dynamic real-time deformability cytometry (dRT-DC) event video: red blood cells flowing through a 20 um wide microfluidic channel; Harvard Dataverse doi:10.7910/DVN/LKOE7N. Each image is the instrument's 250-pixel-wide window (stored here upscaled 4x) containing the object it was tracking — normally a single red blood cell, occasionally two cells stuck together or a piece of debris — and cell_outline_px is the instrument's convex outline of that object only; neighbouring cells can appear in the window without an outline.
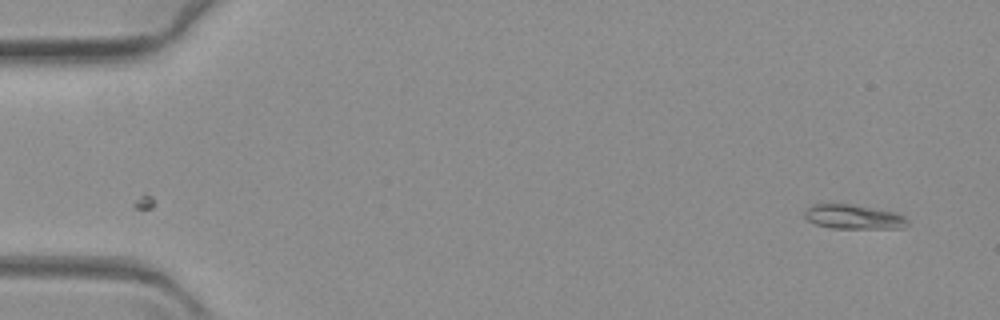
{"species": "common noctule bat (a hibernating species)", "species_latin": "Nyctalus noctula", "temperature_condition": "warm", "stored_images_in_passage": 61, "camera_frame_rate_fps": 3000, "um_per_image_px": 0.085, "animal": {"sex": "female", "body_mass_g": 19.3, "forearm_length_mm": 54.1}, "frame": {"image": 1, "passage_image": 1, "time_ms": 0.0, "image_size_px": [1000, 320], "cell_outline_px": [[908, 224], [904, 228], [832, 228], [816, 224], [808, 220], [804, 216], [804, 208], [812, 204], [852, 204], [896, 212], [904, 216], [908, 220]], "centroid_in_image_um": [72.54, 18.42], "position_along_channel_um": 12.5, "area_um2": 14.74}}
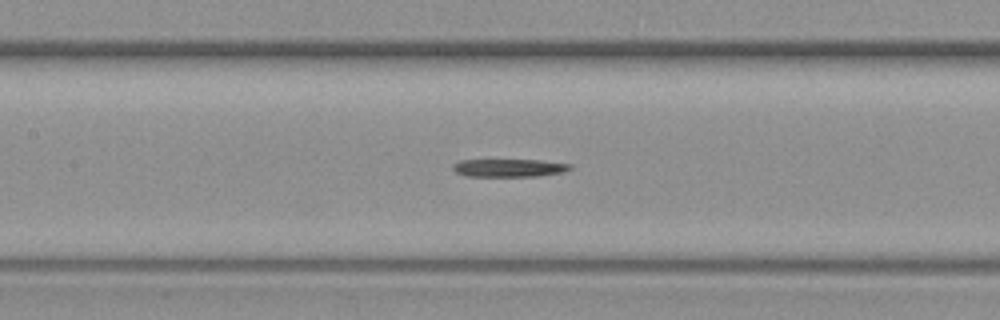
{"frame": {"image": 2, "passage_image": 27, "time_ms": 8.667, "image_size_px": [1000, 320], "cell_outline_px": [[572, 168], [564, 172], [540, 176], [464, 176], [456, 172], [452, 168], [452, 164], [460, 160], [540, 160], [572, 164]], "centroid_in_image_um": [43.28, 14.27], "position_along_channel_um": 164.1, "area_um2": 12.31}}
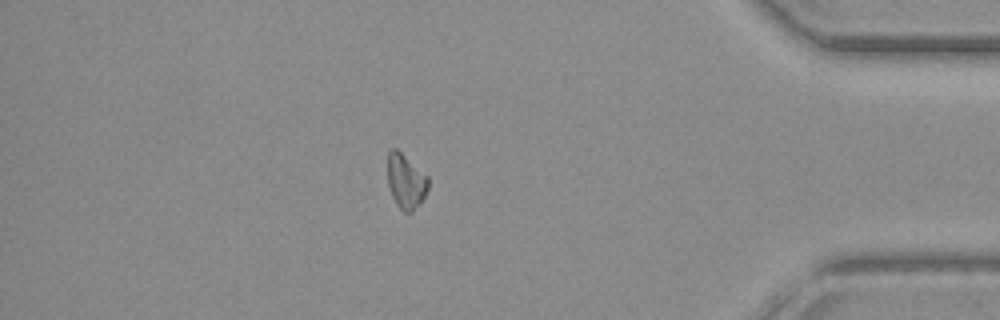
{"frame": {"image": 3, "passage_image": 52, "time_ms": 17.0, "image_size_px": [1000, 320], "cell_outline_px": [[428, 188], [424, 196], [412, 212], [404, 212], [396, 204], [392, 196], [388, 184], [388, 152], [392, 148], [396, 148], [428, 176]], "centroid_in_image_um": [34.48, 15.4], "position_along_channel_um": 400.7, "area_um2": 12.72}}